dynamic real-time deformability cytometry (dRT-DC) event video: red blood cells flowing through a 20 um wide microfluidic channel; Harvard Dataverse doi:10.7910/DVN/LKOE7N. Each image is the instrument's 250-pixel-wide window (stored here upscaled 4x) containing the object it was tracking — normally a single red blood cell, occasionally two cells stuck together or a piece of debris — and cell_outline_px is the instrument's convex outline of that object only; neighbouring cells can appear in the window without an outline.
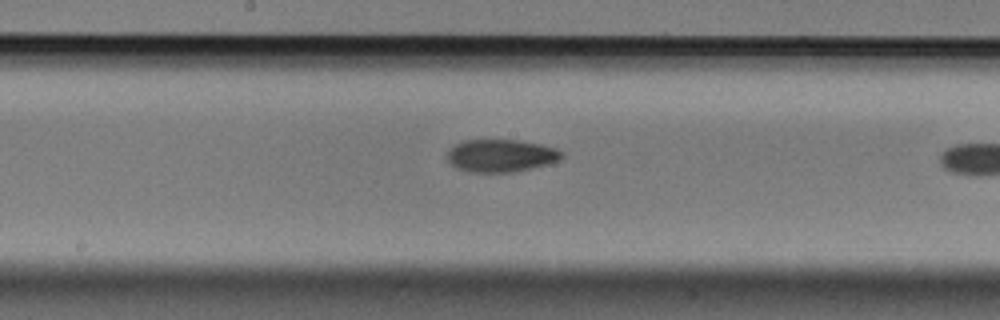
{"species": "Egyptian fruit bat (a non-hibernating species)", "species_latin": "Rousettus aegyptiacus", "temperature_condition": "cold", "stored_images_in_passage": 10, "camera_frame_rate_fps": 3000, "um_per_image_px": 0.085, "animal": {"sex": "male"}, "frame": {"image": 1, "passage_image": 10, "time_ms": 3.0, "image_size_px": [1000, 320], "cell_outline_px": [[564, 156], [560, 160], [548, 164], [532, 168], [512, 172], [468, 172], [456, 168], [448, 160], [448, 152], [456, 144], [464, 140], [516, 140], [540, 144], [556, 148], [564, 152]], "centroid_in_image_um": [42.62, 13.23], "position_along_channel_um": 205.6, "area_um2": 21.73}}